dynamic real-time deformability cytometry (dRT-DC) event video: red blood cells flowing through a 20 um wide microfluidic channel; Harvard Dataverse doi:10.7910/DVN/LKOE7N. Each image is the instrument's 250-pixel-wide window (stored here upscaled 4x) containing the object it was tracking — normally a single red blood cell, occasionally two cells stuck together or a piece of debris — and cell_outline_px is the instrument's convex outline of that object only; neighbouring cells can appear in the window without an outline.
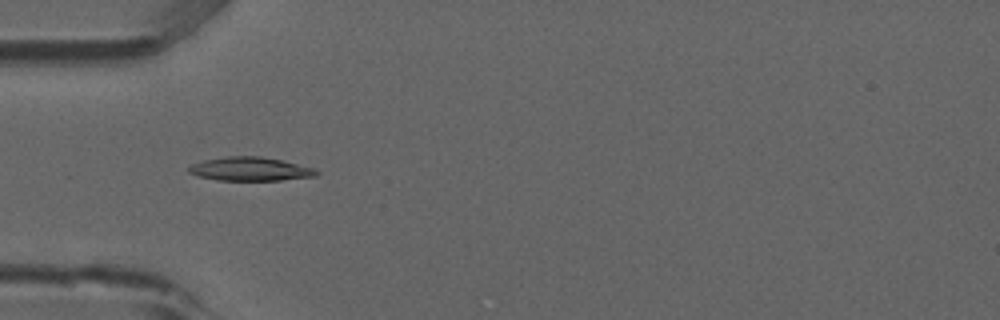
{"species": "common noctule bat (a hibernating species)", "species_latin": "Nyctalus noctula", "temperature_condition": "room temperature", "stored_images_in_passage": 7, "camera_frame_rate_fps": 3000, "um_per_image_px": 0.085, "animal": {"sex": "male", "forearm_length_mm": 52.5}, "frame": {"image": 1, "passage_image": 5, "time_ms": 1.333, "image_size_px": [1000, 320], "cell_outline_px": [[320, 172], [316, 176], [280, 180], [216, 180], [196, 176], [188, 172], [188, 168], [192, 164], [204, 160], [228, 156], [260, 156], [280, 160], [316, 168]], "centroid_in_image_um": [21.27, 14.37], "position_along_channel_um": 63.7, "area_um2": 17.63}}
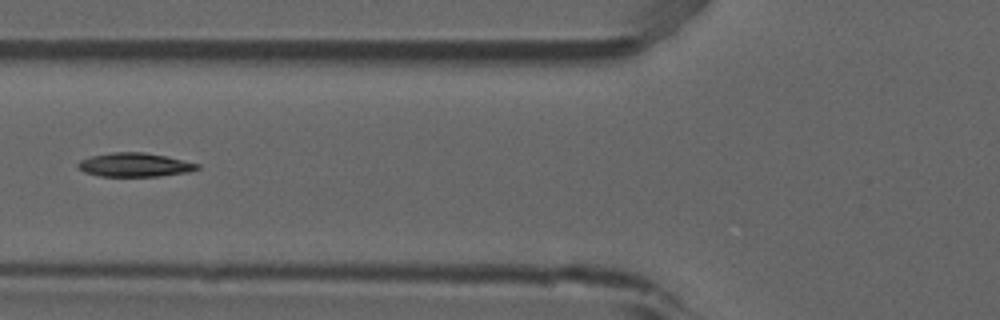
{"frame": {"image": 2, "passage_image": 6, "time_ms": 1.667, "image_size_px": [1000, 320], "cell_outline_px": [[200, 168], [188, 172], [156, 176], [100, 176], [84, 172], [76, 164], [80, 160], [92, 156], [112, 152], [144, 152], [164, 156], [200, 164]], "centroid_in_image_um": [11.44, 14.01], "position_along_channel_um": 114.4, "area_um2": 16.36}}
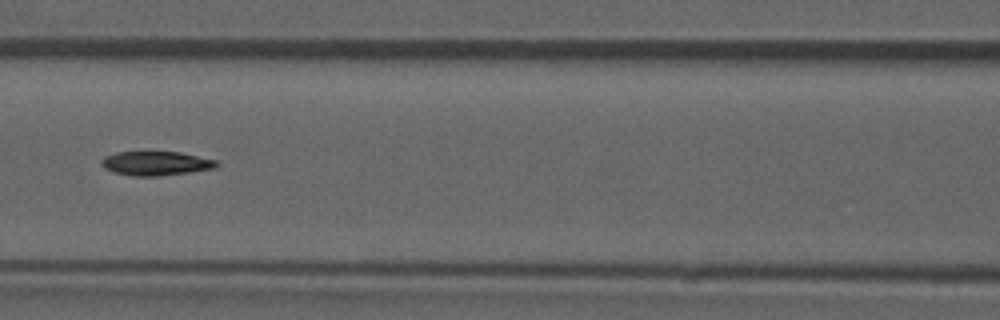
{"frame": {"image": 3, "passage_image": 7, "time_ms": 2.0, "image_size_px": [1000, 320], "cell_outline_px": [[220, 164], [216, 168], [160, 176], [132, 176], [116, 172], [104, 168], [100, 164], [100, 160], [104, 156], [116, 152], [180, 152], [216, 160]], "centroid_in_image_um": [13.24, 13.88], "position_along_channel_um": 153.4, "area_um2": 16.18}}